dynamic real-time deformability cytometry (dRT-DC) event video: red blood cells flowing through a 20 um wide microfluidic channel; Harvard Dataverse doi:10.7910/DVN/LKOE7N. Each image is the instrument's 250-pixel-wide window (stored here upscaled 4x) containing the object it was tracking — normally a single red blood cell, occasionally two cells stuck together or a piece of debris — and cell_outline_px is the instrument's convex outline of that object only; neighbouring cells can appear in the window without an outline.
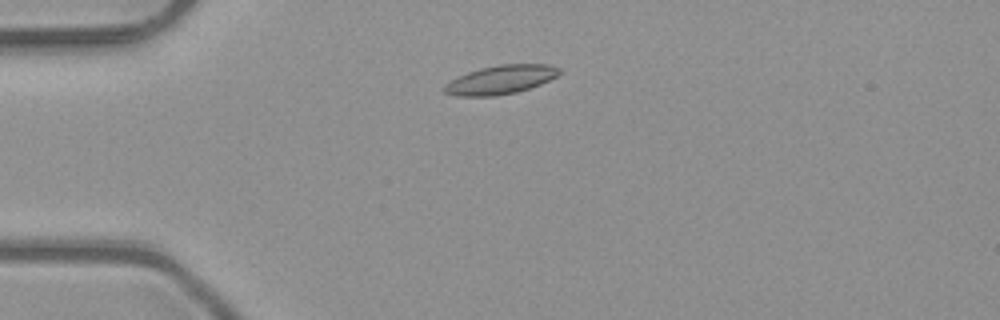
{"species": "common noctule bat (a hibernating species)", "species_latin": "Nyctalus noctula", "temperature_condition": "room temperature", "stored_images_in_passage": 4, "camera_frame_rate_fps": 3000, "um_per_image_px": 0.085, "animal": {"sex": "male", "body_mass_g": 23.1, "forearm_length_mm": 52.7}, "frame": {"image": 1, "passage_image": 3, "time_ms": 0.667, "image_size_px": [1000, 320], "cell_outline_px": [[560, 72], [556, 76], [540, 84], [516, 92], [496, 96], [456, 96], [444, 92], [440, 88], [444, 84], [468, 72], [480, 68], [500, 64], [548, 64], [560, 68]], "centroid_in_image_um": [42.52, 6.78], "position_along_channel_um": 42.5, "area_um2": 19.19}}